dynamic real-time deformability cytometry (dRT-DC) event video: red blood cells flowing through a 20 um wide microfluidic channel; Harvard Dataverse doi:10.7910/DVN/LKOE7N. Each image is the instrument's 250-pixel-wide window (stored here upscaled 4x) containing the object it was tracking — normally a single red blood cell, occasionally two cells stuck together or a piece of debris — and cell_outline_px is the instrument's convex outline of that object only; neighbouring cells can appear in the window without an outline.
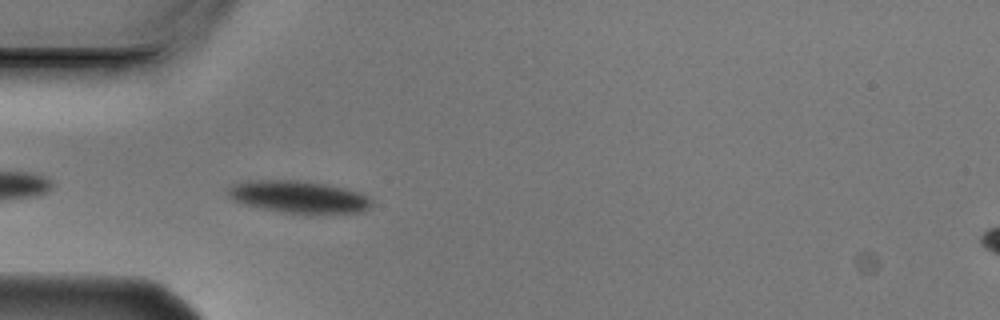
{"species": "Egyptian fruit bat (a non-hibernating species)", "species_latin": "Rousettus aegyptiacus", "temperature_condition": "cold", "stored_images_in_passage": 6, "camera_frame_rate_fps": 3000, "um_per_image_px": 0.085, "animal": {"sex": "male"}, "frame": {"image": 1, "passage_image": 5, "time_ms": 1.333, "image_size_px": [1000, 320], "cell_outline_px": [[372, 204], [364, 212], [284, 212], [244, 204], [232, 200], [228, 196], [228, 188], [232, 184], [248, 180], [296, 180], [324, 184], [344, 188], [368, 196], [372, 200]], "centroid_in_image_um": [25.34, 16.71], "position_along_channel_um": 59.7, "area_um2": 26.36}}
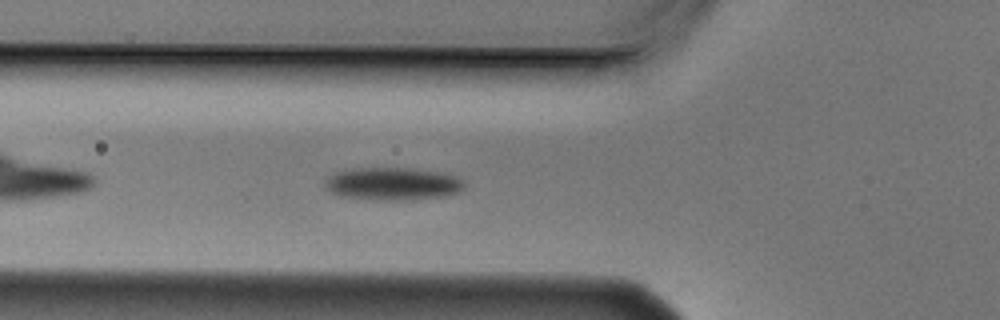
{"frame": {"image": 2, "passage_image": 6, "time_ms": 1.667, "image_size_px": [1000, 320], "cell_outline_px": [[464, 188], [460, 192], [444, 196], [412, 200], [380, 200], [344, 196], [332, 192], [324, 184], [336, 172], [356, 168], [412, 168], [436, 172], [456, 176], [464, 180]], "centroid_in_image_um": [33.46, 15.63], "position_along_channel_um": 92.3, "area_um2": 26.24}}